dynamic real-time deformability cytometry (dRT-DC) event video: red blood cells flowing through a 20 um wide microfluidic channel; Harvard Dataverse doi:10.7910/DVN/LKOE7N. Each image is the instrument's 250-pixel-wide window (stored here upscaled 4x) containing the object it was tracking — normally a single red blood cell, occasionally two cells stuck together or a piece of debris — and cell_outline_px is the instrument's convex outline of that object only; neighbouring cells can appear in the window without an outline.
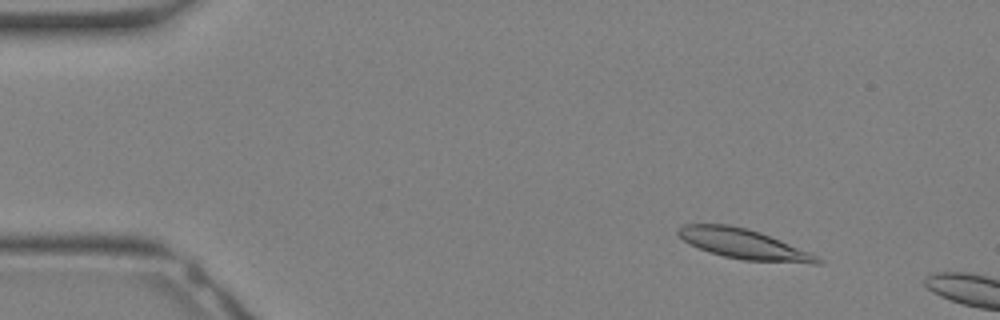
{"species": "Egyptian fruit bat (a non-hibernating species)", "species_latin": "Rousettus aegyptiacus", "temperature_condition": "warm", "stored_images_in_passage": 7, "camera_frame_rate_fps": 3000, "um_per_image_px": 0.085, "animal": {"sex": "female"}, "frame": {"image": 1, "passage_image": 4, "time_ms": 1.0, "image_size_px": [1000, 320], "cell_outline_px": [[824, 260], [820, 264], [812, 264], [744, 260], [724, 256], [700, 248], [684, 240], [676, 232], [684, 224], [728, 224], [748, 228], [760, 232], [820, 256]], "centroid_in_image_um": [63.3, 20.75], "position_along_channel_um": 21.7, "area_um2": 24.16}}